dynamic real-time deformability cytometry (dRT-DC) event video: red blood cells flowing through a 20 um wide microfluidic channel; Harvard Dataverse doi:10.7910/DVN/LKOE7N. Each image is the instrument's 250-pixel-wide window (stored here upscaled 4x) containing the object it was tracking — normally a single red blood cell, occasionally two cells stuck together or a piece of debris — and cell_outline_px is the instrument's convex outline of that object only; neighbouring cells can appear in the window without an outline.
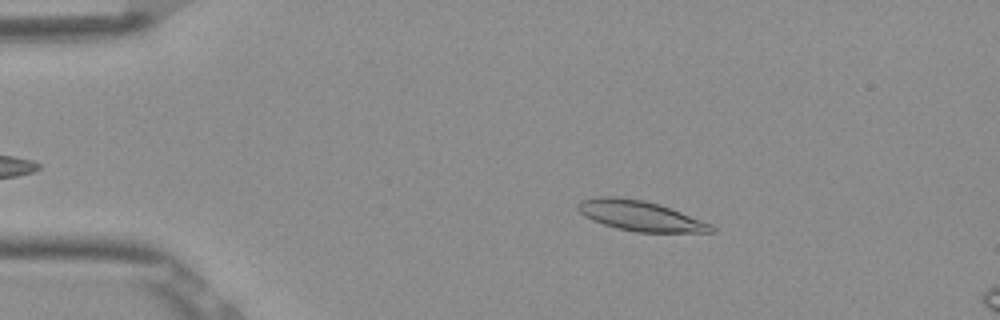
{"species": "Egyptian fruit bat (a non-hibernating species)", "species_latin": "Rousettus aegyptiacus", "temperature_condition": "room temperature", "stored_images_in_passage": 4, "camera_frame_rate_fps": 3000, "um_per_image_px": 0.085, "frame": {"image": 1, "passage_image": 2, "time_ms": 0.333, "image_size_px": [1000, 320], "cell_outline_px": [[716, 232], [636, 232], [616, 228], [592, 220], [584, 216], [576, 208], [576, 204], [580, 200], [600, 196], [620, 196], [644, 200], [660, 204], [712, 224], [716, 228]], "centroid_in_image_um": [54.4, 18.33], "position_along_channel_um": 30.6, "area_um2": 23.64}}